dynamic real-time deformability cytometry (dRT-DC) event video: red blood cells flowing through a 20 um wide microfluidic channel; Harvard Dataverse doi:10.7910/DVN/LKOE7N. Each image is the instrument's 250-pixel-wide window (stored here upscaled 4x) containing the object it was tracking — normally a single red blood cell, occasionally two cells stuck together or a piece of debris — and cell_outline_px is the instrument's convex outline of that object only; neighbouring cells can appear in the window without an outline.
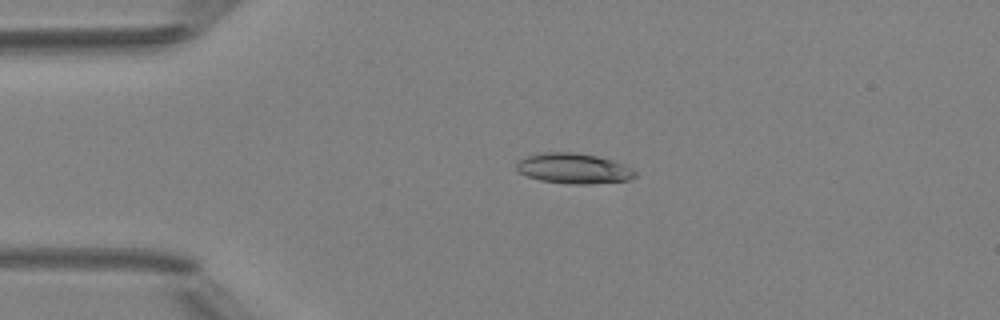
{"species": "Egyptian fruit bat (a non-hibernating species)", "species_latin": "Rousettus aegyptiacus", "temperature_condition": "room temperature", "stored_images_in_passage": 5, "camera_frame_rate_fps": 3000, "um_per_image_px": 0.085, "animal": {"sex": "female"}, "frame": {"image": 1, "passage_image": 4, "time_ms": 3.333, "image_size_px": [1000, 320], "cell_outline_px": [[636, 176], [628, 180], [588, 184], [572, 184], [540, 180], [528, 176], [520, 172], [516, 168], [516, 164], [520, 160], [528, 156], [540, 152], [572, 152], [596, 156], [612, 160], [624, 164], [632, 168], [636, 172]], "centroid_in_image_um": [48.78, 14.31], "position_along_channel_um": 36.2, "area_um2": 20.81}}